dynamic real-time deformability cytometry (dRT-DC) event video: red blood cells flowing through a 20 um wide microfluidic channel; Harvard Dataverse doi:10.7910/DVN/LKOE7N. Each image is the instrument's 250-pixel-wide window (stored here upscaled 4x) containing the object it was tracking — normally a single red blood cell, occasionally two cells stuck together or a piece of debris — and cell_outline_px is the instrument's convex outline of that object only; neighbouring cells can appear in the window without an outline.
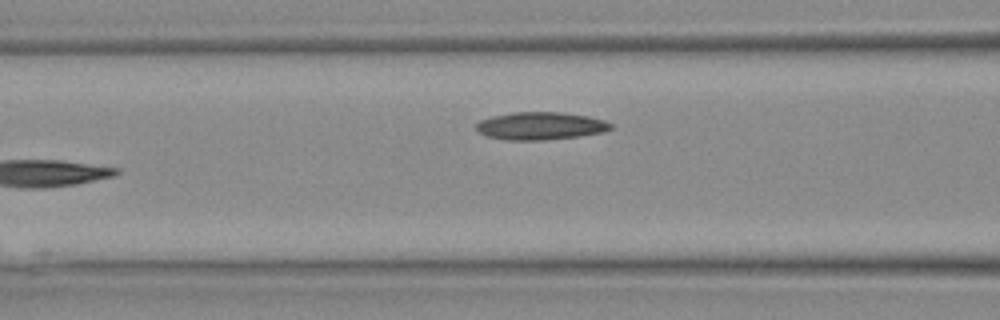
{"species": "Egyptian fruit bat (a non-hibernating species)", "species_latin": "Rousettus aegyptiacus", "temperature_condition": "warm", "stored_images_in_passage": 6, "camera_frame_rate_fps": 3000, "um_per_image_px": 0.085, "animal": {"sex": "female"}, "frame": {"image": 1, "passage_image": 6, "time_ms": 1.667, "image_size_px": [1000, 320], "cell_outline_px": [[612, 128], [600, 132], [580, 136], [544, 140], [504, 140], [488, 136], [480, 132], [476, 128], [476, 124], [480, 120], [492, 116], [512, 112], [560, 112], [588, 116], [604, 120], [612, 124]], "centroid_in_image_um": [45.92, 10.7], "position_along_channel_um": 120.7, "area_um2": 21.62}}